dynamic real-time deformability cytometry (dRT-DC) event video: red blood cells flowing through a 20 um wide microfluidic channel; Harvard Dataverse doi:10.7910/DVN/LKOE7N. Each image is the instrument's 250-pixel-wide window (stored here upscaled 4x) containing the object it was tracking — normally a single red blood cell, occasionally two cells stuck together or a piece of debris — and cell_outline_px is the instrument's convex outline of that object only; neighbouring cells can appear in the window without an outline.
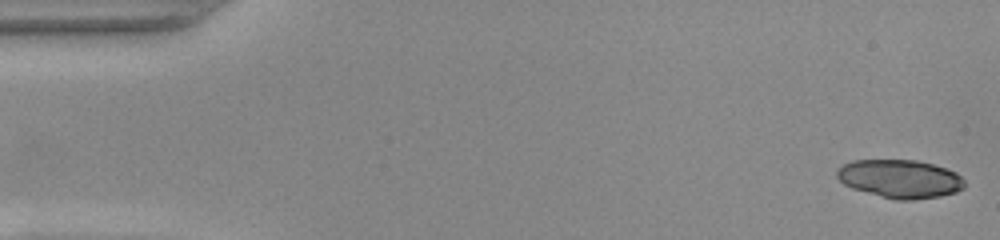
{"species": "common noctule bat (a hibernating species)", "species_latin": "Nyctalus noctula", "temperature_condition": "warm", "stored_images_in_passage": 51, "camera_frame_rate_fps": 3000, "um_per_image_px": 0.085, "animal": {"sex": "female", "body_mass_g": 22.0, "forearm_length_mm": 56.7}, "frame": {"image": 1, "passage_image": 1, "time_ms": 0.0, "image_size_px": [1000, 240], "cell_outline_px": [[964, 188], [956, 192], [940, 196], [912, 200], [896, 200], [880, 196], [852, 188], [844, 184], [836, 176], [836, 172], [844, 164], [852, 160], [920, 160], [956, 172], [964, 180]], "centroid_in_image_um": [76.51, 15.2], "position_along_channel_um": 8.5, "area_um2": 28.44}}
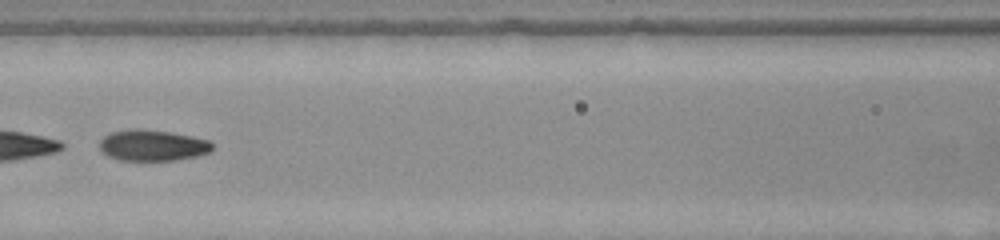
{"frame": {"image": 2, "passage_image": 23, "time_ms": 7.333, "image_size_px": [1000, 240], "cell_outline_px": [[212, 152], [196, 156], [176, 160], [120, 160], [108, 156], [100, 148], [100, 140], [104, 136], [112, 132], [132, 128], [140, 128], [172, 132], [192, 136], [208, 140], [212, 144]], "centroid_in_image_um": [12.98, 12.34], "position_along_channel_um": 153.6, "area_um2": 20.46}}
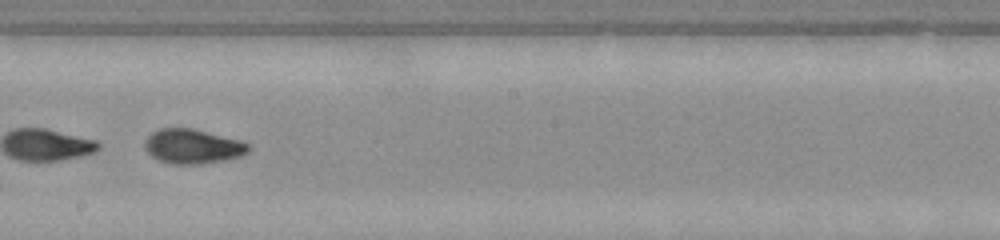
{"frame": {"image": 3, "passage_image": 29, "time_ms": 9.333, "image_size_px": [1000, 240], "cell_outline_px": [[252, 148], [248, 152], [240, 156], [224, 160], [200, 164], [172, 164], [156, 160], [144, 148], [144, 140], [152, 132], [160, 128], [192, 128], [240, 140], [248, 144]], "centroid_in_image_um": [16.35, 12.44], "position_along_channel_um": 231.8, "area_um2": 20.98}, "authors_computed_cell_mechanics": {"area_um2": 28.4954, "velocity_mm_per_s": 3.9348, "shape_relaxation_time_tau1_ms": 4.6554, "shape_relaxation_time_tau2_ms": 1.2091, "deformation_change_tau1": 0.1846, "deformation_change_tau2": 0.0609}}